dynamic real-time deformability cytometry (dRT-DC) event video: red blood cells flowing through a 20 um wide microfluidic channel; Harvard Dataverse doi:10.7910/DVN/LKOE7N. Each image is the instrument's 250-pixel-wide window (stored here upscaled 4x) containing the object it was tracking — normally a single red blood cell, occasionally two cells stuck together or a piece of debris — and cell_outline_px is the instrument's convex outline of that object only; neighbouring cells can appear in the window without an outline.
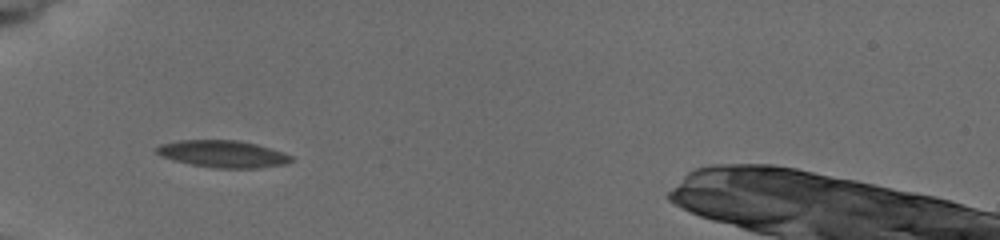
{"species": "common noctule bat (a hibernating species)", "species_latin": "Nyctalus noctula", "temperature_condition": "cold", "stored_images_in_passage": 54, "camera_frame_rate_fps": 3000, "um_per_image_px": 0.085, "animal": {"sex": "female", "body_mass_g": 19.5, "forearm_length_mm": 54.1}, "frame": {"image": 1, "passage_image": 1, "time_ms": 0.0, "image_size_px": [1000, 240], "cell_outline_px": [[292, 160], [284, 164], [260, 168], [212, 168], [192, 164], [160, 156], [156, 152], [156, 148], [160, 144], [180, 140], [240, 140], [256, 144], [292, 156]], "centroid_in_image_um": [18.92, 13.08], "position_along_channel_um": 66.1, "area_um2": 20.98}}
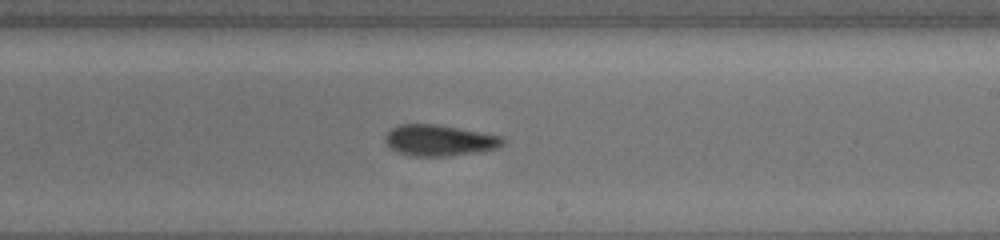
{"frame": {"image": 2, "passage_image": 23, "time_ms": 5.0, "image_size_px": [1000, 240], "cell_outline_px": [[504, 144], [496, 148], [480, 152], [448, 156], [408, 156], [392, 148], [384, 140], [384, 136], [392, 128], [400, 124], [436, 124], [500, 136], [504, 140]], "centroid_in_image_um": [37.33, 11.94], "position_along_channel_um": 251.7, "area_um2": 21.1}}
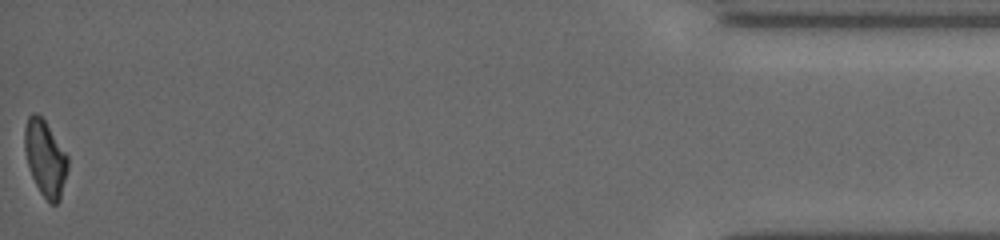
{"frame": {"image": 3, "passage_image": 53, "time_ms": 11.667, "image_size_px": [1000, 240], "cell_outline_px": [[68, 168], [60, 200], [56, 204], [48, 204], [40, 192], [32, 176], [28, 164], [24, 148], [24, 128], [28, 116], [32, 112], [36, 112], [44, 120], [68, 156]], "centroid_in_image_um": [3.84, 13.47], "position_along_channel_um": 431.4, "area_um2": 19.07}, "authors_computed_cell_mechanics": {"area_um2": 20.9236, "velocity_mm_per_s": 3.8602, "shape_relaxation_time_tau1_ms": 5.7101, "shape_relaxation_time_tau2_ms": 7.3416, "deformation_change_tau1": 0.1279, "deformation_change_tau2": 0.1403}}